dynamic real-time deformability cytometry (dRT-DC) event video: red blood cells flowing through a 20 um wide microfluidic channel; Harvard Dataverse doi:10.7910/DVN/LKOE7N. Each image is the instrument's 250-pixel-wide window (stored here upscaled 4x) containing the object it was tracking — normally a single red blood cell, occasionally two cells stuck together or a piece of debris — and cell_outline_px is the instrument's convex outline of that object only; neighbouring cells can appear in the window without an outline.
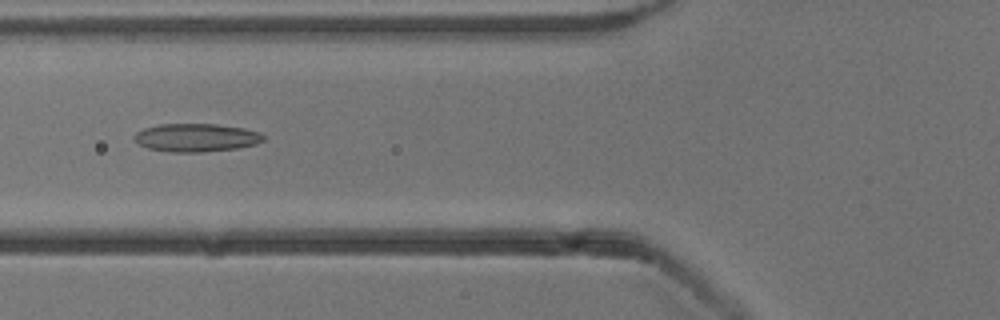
{"species": "common noctule bat (a hibernating species)", "species_latin": "Nyctalus noctula", "temperature_condition": "cold", "stored_images_in_passage": 4, "camera_frame_rate_fps": 3000, "um_per_image_px": 0.085, "animal": {"sex": "male", "body_mass_g": 13.3}, "frame": {"image": 1, "passage_image": 4, "time_ms": 5.0, "image_size_px": [1000, 320], "cell_outline_px": [[264, 140], [256, 144], [236, 148], [200, 152], [172, 152], [148, 148], [140, 144], [132, 136], [136, 132], [144, 128], [160, 124], [216, 124], [244, 128], [260, 132], [264, 136]], "centroid_in_image_um": [16.68, 11.69], "position_along_channel_um": 109.1, "area_um2": 21.1}}